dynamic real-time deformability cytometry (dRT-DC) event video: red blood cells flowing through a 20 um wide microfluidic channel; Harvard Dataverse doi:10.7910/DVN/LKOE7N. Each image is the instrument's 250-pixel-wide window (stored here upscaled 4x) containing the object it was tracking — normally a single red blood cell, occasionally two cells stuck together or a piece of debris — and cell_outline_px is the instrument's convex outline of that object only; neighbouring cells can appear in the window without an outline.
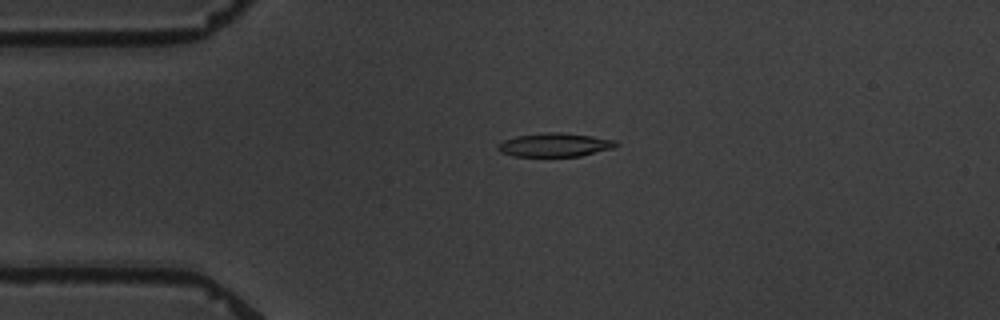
{"species": "common noctule bat (a hibernating species)", "species_latin": "Nyctalus noctula", "temperature_condition": "warm", "stored_images_in_passage": 2, "camera_frame_rate_fps": 3000, "um_per_image_px": 0.085, "animal": {"sex": "male", "body_mass_g": 19.5, "forearm_length_mm": 54.6}, "frame": {"image": 1, "passage_image": 2, "time_ms": 1.333, "image_size_px": [1000, 320], "cell_outline_px": [[620, 144], [612, 148], [580, 156], [512, 156], [500, 152], [496, 148], [496, 144], [504, 140], [516, 136], [548, 132], [560, 132], [592, 136], [616, 140]], "centroid_in_image_um": [47.13, 12.31], "position_along_channel_um": 37.9, "area_um2": 16.3}}